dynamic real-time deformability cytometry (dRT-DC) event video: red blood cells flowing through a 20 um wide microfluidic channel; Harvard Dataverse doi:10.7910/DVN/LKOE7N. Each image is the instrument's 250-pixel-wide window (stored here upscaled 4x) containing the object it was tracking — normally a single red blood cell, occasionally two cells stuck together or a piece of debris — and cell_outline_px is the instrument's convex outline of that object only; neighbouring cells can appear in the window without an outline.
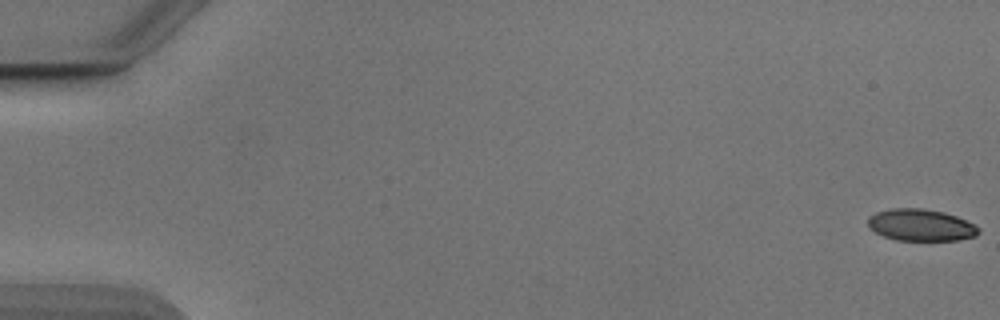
{"species": "Egyptian fruit bat (a non-hibernating species)", "species_latin": "Rousettus aegyptiacus", "temperature_condition": "cold", "stored_images_in_passage": 54, "camera_frame_rate_fps": 3000, "um_per_image_px": 0.085, "animal": {"sex": "male"}, "frame": {"image": 1, "passage_image": 1, "time_ms": 0.0, "image_size_px": [1000, 320], "cell_outline_px": [[980, 232], [976, 236], [960, 240], [896, 240], [884, 236], [876, 232], [868, 224], [868, 216], [876, 212], [892, 208], [924, 208], [944, 212], [956, 216], [976, 224], [980, 228]], "centroid_in_image_um": [78.31, 19.12], "position_along_channel_um": 6.7, "area_um2": 20.63}}
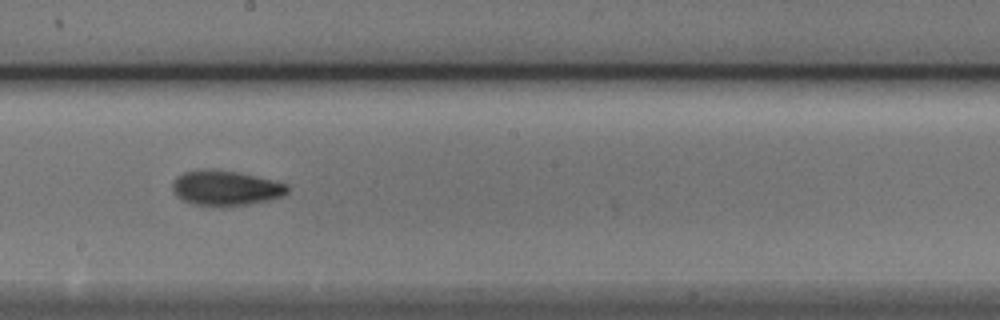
{"frame": {"image": 2, "passage_image": 31, "time_ms": 10.0, "image_size_px": [1000, 320], "cell_outline_px": [[288, 192], [284, 196], [268, 200], [248, 204], [192, 204], [180, 200], [176, 196], [172, 188], [172, 184], [176, 176], [184, 172], [204, 168], [208, 168], [236, 172], [256, 176], [288, 184]], "centroid_in_image_um": [19.15, 15.95], "position_along_channel_um": 229.0, "area_um2": 23.18}}
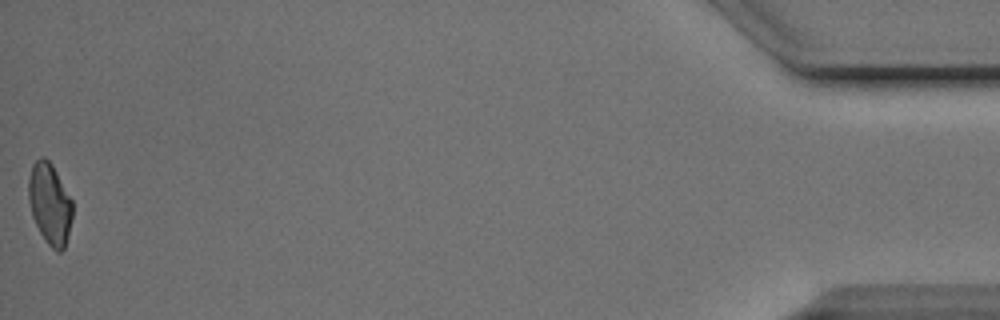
{"frame": {"image": 3, "passage_image": 54, "time_ms": 17.667, "image_size_px": [1000, 320], "cell_outline_px": [[72, 216], [64, 248], [60, 252], [56, 252], [48, 244], [40, 232], [32, 216], [28, 200], [28, 176], [32, 164], [40, 156], [44, 156], [52, 164], [72, 200]], "centroid_in_image_um": [4.21, 17.28], "position_along_channel_um": 431.0, "area_um2": 20.75}, "authors_computed_cell_mechanics": {"area_um2": 21.7906, "velocity_mm_per_s": 3.8779, "shape_relaxation_time_tau1_ms": 3.6186, "shape_relaxation_time_tau2_ms": 2.5121, "deformation_change_tau1": 0.1179, "deformation_change_tau2": 0.0799}}